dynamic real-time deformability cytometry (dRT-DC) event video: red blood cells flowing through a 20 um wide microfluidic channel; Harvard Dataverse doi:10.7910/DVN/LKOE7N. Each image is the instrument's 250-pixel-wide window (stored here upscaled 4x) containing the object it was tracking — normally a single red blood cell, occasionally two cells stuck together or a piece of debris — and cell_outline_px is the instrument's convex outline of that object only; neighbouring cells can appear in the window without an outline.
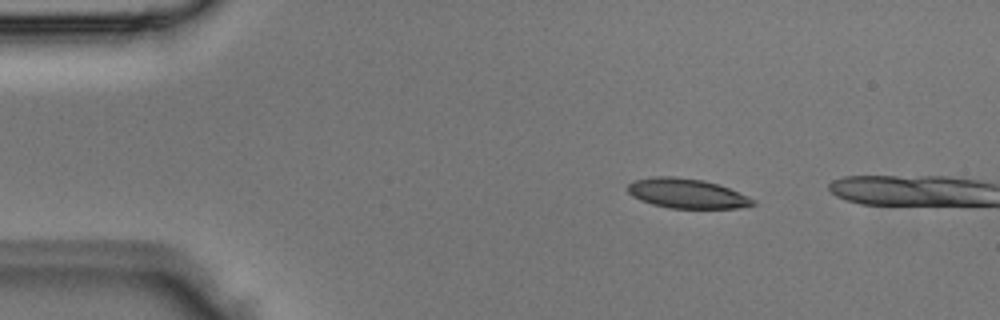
{"species": "Egyptian fruit bat (a non-hibernating species)", "species_latin": "Rousettus aegyptiacus", "temperature_condition": "room temperature", "stored_images_in_passage": 2, "camera_frame_rate_fps": 3000, "um_per_image_px": 0.085, "animal": {"sex": "male"}, "frame": {"image": 1, "passage_image": 1, "time_ms": 0.0, "image_size_px": [1000, 320], "cell_outline_px": [[756, 204], [740, 208], [668, 208], [652, 204], [640, 200], [632, 196], [628, 192], [628, 184], [636, 180], [656, 176], [672, 176], [704, 180], [728, 188], [756, 200]], "centroid_in_image_um": [58.37, 16.45], "position_along_channel_um": 26.6, "area_um2": 21.5}}